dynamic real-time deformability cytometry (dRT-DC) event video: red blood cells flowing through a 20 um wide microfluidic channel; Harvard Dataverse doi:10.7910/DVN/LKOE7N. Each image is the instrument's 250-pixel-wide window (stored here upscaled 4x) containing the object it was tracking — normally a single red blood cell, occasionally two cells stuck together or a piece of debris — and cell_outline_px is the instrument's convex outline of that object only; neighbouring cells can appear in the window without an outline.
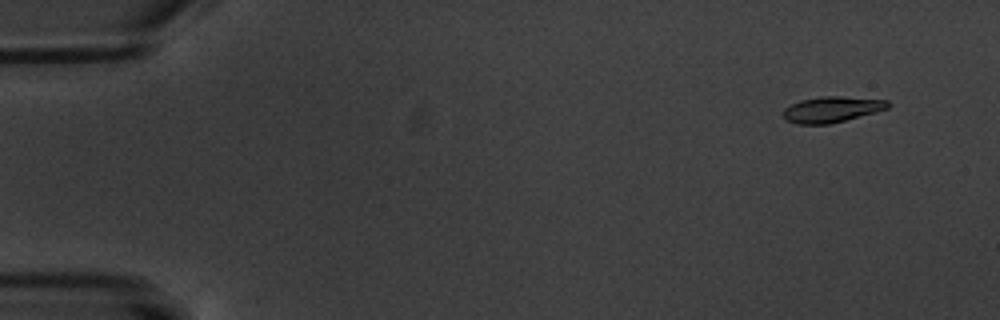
{"species": "common noctule bat (a hibernating species)", "species_latin": "Nyctalus noctula", "temperature_condition": "warm", "stored_images_in_passage": 6, "camera_frame_rate_fps": 3000, "um_per_image_px": 0.085, "animal": {"sex": "male", "body_mass_g": 20.1, "forearm_length_mm": 53.5}, "frame": {"image": 1, "passage_image": 2, "time_ms": 1.333, "image_size_px": [1000, 320], "cell_outline_px": [[888, 108], [876, 112], [828, 124], [796, 124], [784, 120], [784, 108], [800, 100], [820, 96], [840, 96], [888, 100]], "centroid_in_image_um": [70.67, 9.3], "position_along_channel_um": 14.3, "area_um2": 15.66}}
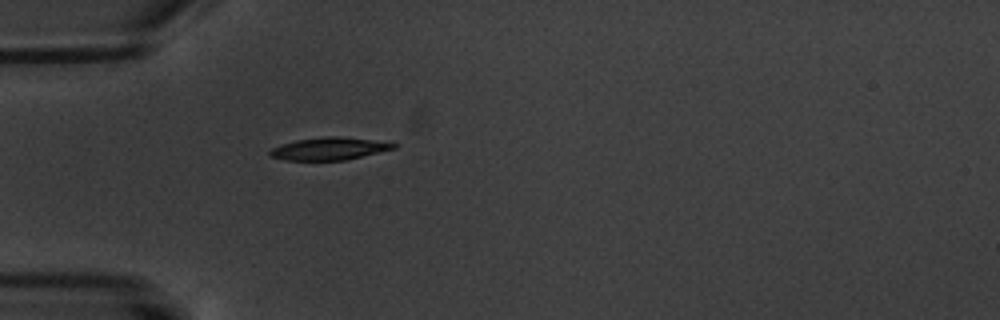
{"frame": {"image": 2, "passage_image": 6, "time_ms": 6.0, "image_size_px": [1000, 320], "cell_outline_px": [[396, 148], [344, 160], [284, 160], [268, 156], [268, 152], [272, 148], [296, 140], [324, 136], [340, 136], [396, 144]], "centroid_in_image_um": [27.9, 12.64], "position_along_channel_um": 57.1, "area_um2": 15.9}}